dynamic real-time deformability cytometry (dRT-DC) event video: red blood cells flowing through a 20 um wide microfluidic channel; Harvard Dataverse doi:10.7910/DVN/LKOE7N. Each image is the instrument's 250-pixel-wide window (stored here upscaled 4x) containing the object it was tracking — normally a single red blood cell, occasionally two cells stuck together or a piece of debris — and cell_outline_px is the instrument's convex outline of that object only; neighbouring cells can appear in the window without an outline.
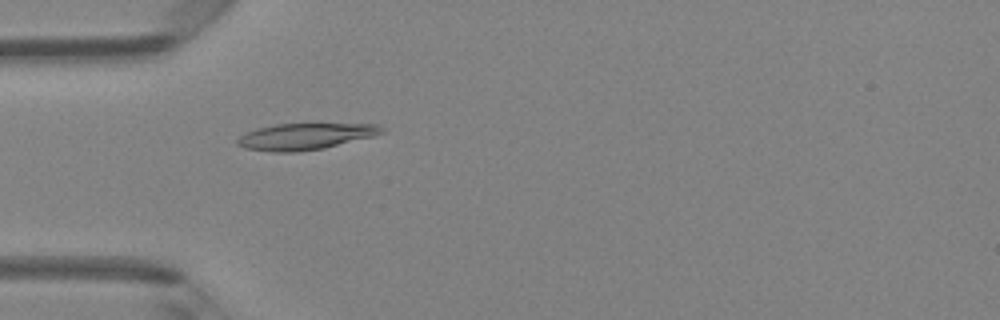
{"species": "Egyptian fruit bat (a non-hibernating species)", "species_latin": "Rousettus aegyptiacus", "temperature_condition": "room temperature", "stored_images_in_passage": 48, "camera_frame_rate_fps": 3000, "um_per_image_px": 0.085, "animal": {"sex": "female"}, "frame": {"image": 1, "passage_image": 15, "time_ms": 4.667, "image_size_px": [1000, 320], "cell_outline_px": [[384, 132], [372, 136], [324, 148], [296, 152], [272, 152], [244, 148], [236, 144], [236, 140], [240, 136], [256, 128], [276, 124], [380, 124], [384, 128]], "centroid_in_image_um": [25.92, 11.6], "position_along_channel_um": 59.1, "area_um2": 22.08}}
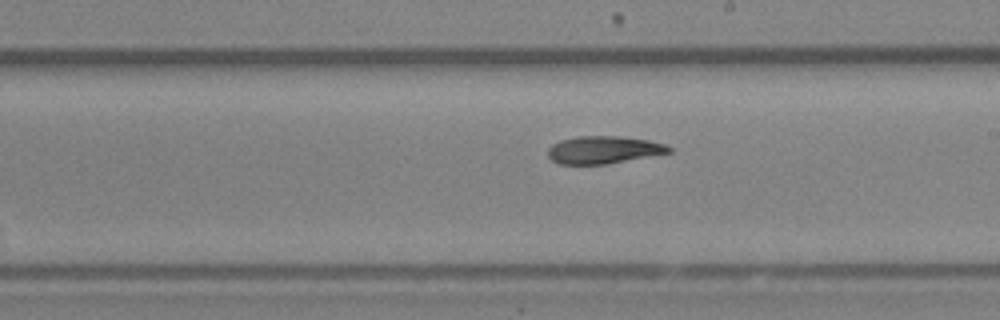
{"frame": {"image": 2, "passage_image": 28, "time_ms": 9.0, "image_size_px": [1000, 320], "cell_outline_px": [[672, 152], [608, 164], [560, 164], [552, 160], [548, 156], [548, 148], [552, 144], [560, 140], [576, 136], [620, 136], [648, 140], [664, 144], [672, 148]], "centroid_in_image_um": [51.29, 12.73], "position_along_channel_um": 237.7, "area_um2": 19.48}}
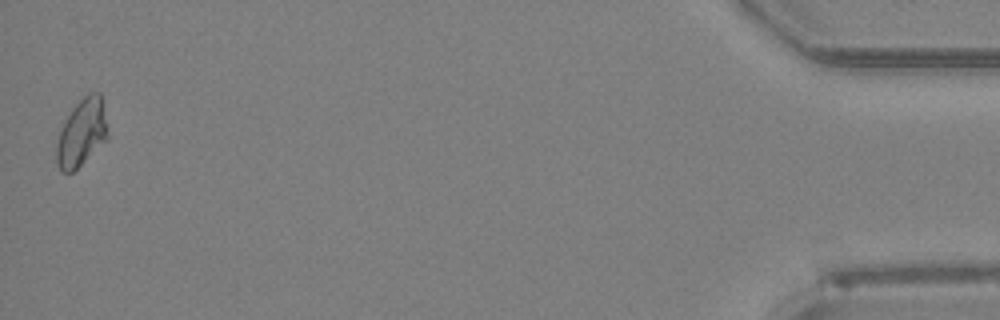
{"frame": {"image": 3, "passage_image": 48, "time_ms": 15.667, "image_size_px": [1000, 320], "cell_outline_px": [[108, 140], [72, 172], [60, 172], [56, 164], [56, 144], [64, 120], [72, 108], [88, 92], [100, 92], [108, 136]], "centroid_in_image_um": [6.92, 11.3], "position_along_channel_um": 428.3, "area_um2": 20.0}, "authors_computed_cell_mechanics": {"area_um2": 20.2011, "velocity_mm_per_s": 4.2133, "shape_relaxation_time_tau1_ms": 8.3198, "shape_relaxation_time_tau2_ms": 8.984, "deformation_change_tau1": 0.1916, "deformation_change_tau2": 0.1533}}